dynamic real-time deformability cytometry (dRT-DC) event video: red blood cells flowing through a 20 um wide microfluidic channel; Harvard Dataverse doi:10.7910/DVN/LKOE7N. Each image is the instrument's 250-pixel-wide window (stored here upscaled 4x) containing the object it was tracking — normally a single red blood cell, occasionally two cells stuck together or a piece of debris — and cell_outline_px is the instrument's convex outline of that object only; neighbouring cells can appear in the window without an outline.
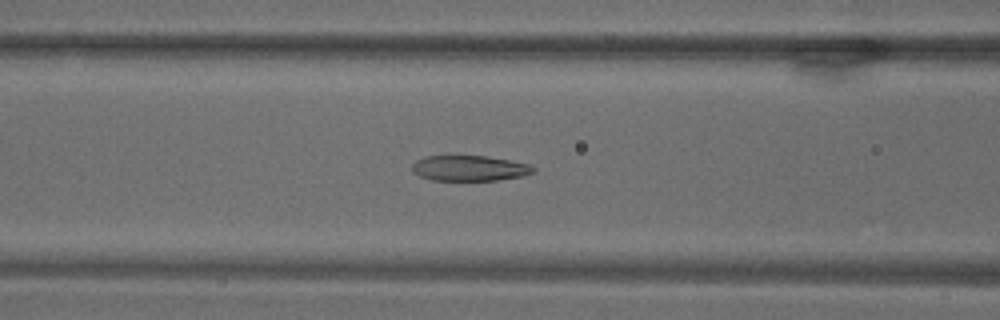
{"species": "common noctule bat (a hibernating species)", "species_latin": "Nyctalus noctula", "temperature_condition": "warm", "stored_images_in_passage": 72, "camera_frame_rate_fps": 3000, "um_per_image_px": 0.085, "animal": {"sex": "male", "body_mass_g": 18.8}, "frame": {"image": 1, "passage_image": 30, "time_ms": 9.667, "image_size_px": [1000, 320], "cell_outline_px": [[536, 172], [524, 176], [496, 180], [432, 180], [420, 176], [412, 172], [412, 164], [416, 160], [424, 156], [484, 156], [508, 160], [528, 164], [536, 168]], "centroid_in_image_um": [39.9, 14.3], "position_along_channel_um": 126.7, "area_um2": 17.98}}
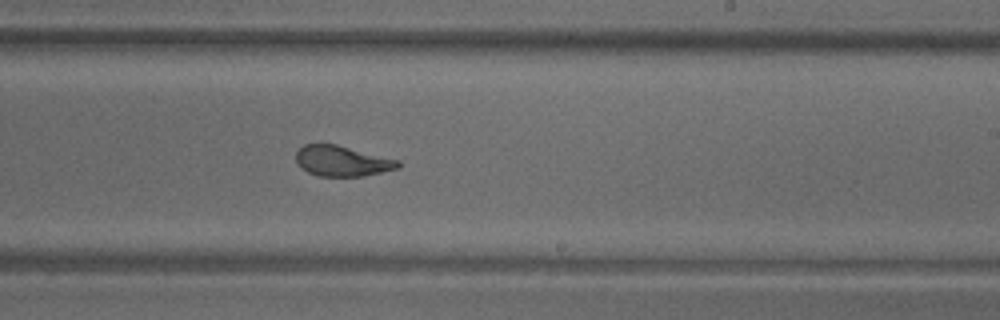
{"frame": {"image": 2, "passage_image": 44, "time_ms": 14.333, "image_size_px": [1000, 320], "cell_outline_px": [[400, 168], [364, 176], [320, 176], [308, 172], [300, 168], [296, 160], [296, 152], [304, 144], [336, 144], [400, 160]], "centroid_in_image_um": [29.09, 13.69], "position_along_channel_um": 259.9, "area_um2": 18.21}}
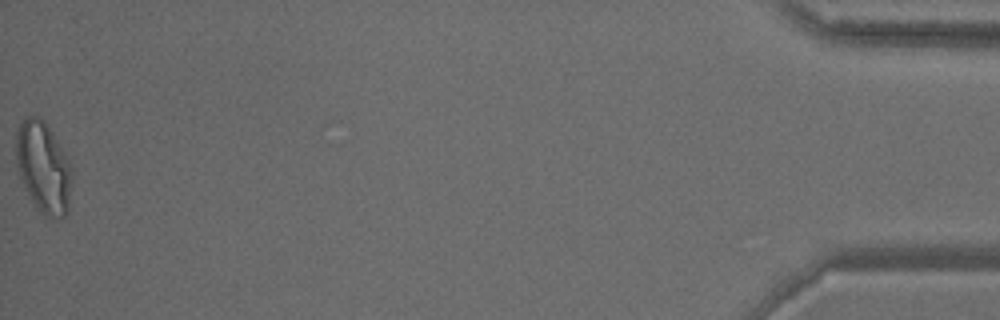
{"frame": {"image": 3, "passage_image": 72, "time_ms": 23.667, "image_size_px": [1000, 320], "cell_outline_px": [[72, 176], [68, 212], [60, 220], [44, 216], [40, 212], [32, 200], [20, 176], [16, 160], [16, 136], [20, 124], [28, 116], [36, 116], [44, 120], [52, 132], [64, 152], [72, 168]], "centroid_in_image_um": [3.71, 14.26], "position_along_channel_um": 431.5, "area_um2": 29.48}}